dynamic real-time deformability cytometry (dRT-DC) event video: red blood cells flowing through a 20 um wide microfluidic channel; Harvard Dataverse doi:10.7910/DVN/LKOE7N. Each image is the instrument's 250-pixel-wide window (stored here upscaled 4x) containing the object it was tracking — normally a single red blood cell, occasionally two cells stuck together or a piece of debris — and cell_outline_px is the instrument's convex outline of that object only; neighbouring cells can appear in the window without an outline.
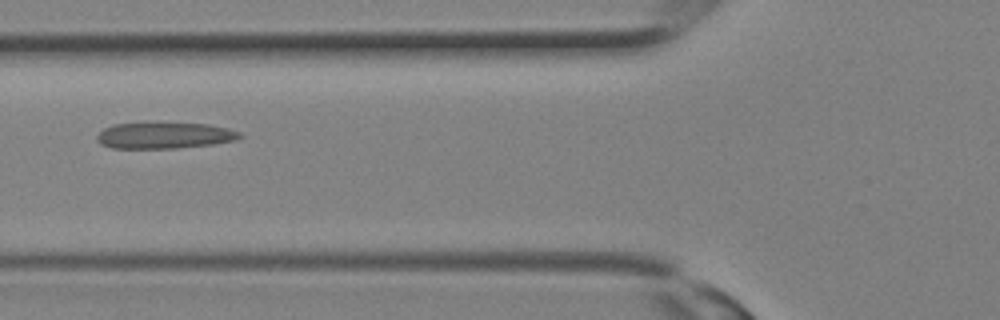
{"species": "Egyptian fruit bat (a non-hibernating species)", "species_latin": "Rousettus aegyptiacus", "temperature_condition": "room temperature", "stored_images_in_passage": 9, "camera_frame_rate_fps": 3000, "um_per_image_px": 0.085, "animal": {"sex": "female"}, "frame": {"image": 1, "passage_image": 6, "time_ms": 1.667, "image_size_px": [1000, 320], "cell_outline_px": [[244, 136], [236, 140], [212, 144], [176, 148], [112, 148], [100, 144], [96, 140], [96, 136], [104, 128], [112, 124], [140, 120], [208, 124], [228, 128], [240, 132]], "centroid_in_image_um": [13.92, 11.46], "position_along_channel_um": 111.9, "area_um2": 22.89}}
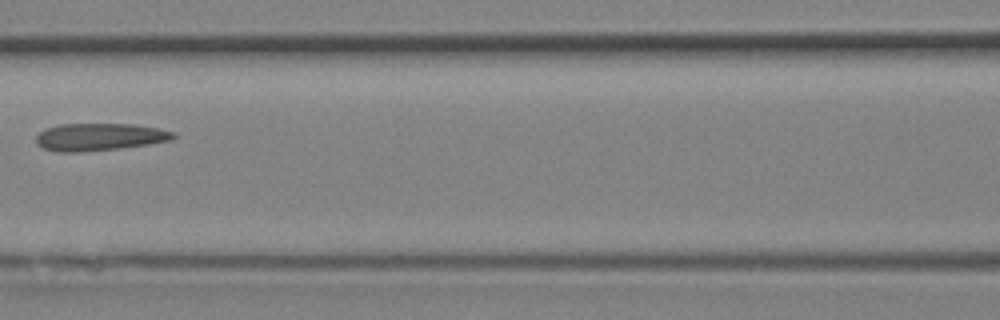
{"frame": {"image": 2, "passage_image": 8, "time_ms": 2.333, "image_size_px": [1000, 320], "cell_outline_px": [[176, 136], [172, 140], [148, 144], [120, 148], [80, 152], [56, 152], [44, 148], [36, 144], [36, 136], [44, 128], [60, 124], [136, 124], [176, 132]], "centroid_in_image_um": [8.44, 11.64], "position_along_channel_um": 158.2, "area_um2": 22.02}}